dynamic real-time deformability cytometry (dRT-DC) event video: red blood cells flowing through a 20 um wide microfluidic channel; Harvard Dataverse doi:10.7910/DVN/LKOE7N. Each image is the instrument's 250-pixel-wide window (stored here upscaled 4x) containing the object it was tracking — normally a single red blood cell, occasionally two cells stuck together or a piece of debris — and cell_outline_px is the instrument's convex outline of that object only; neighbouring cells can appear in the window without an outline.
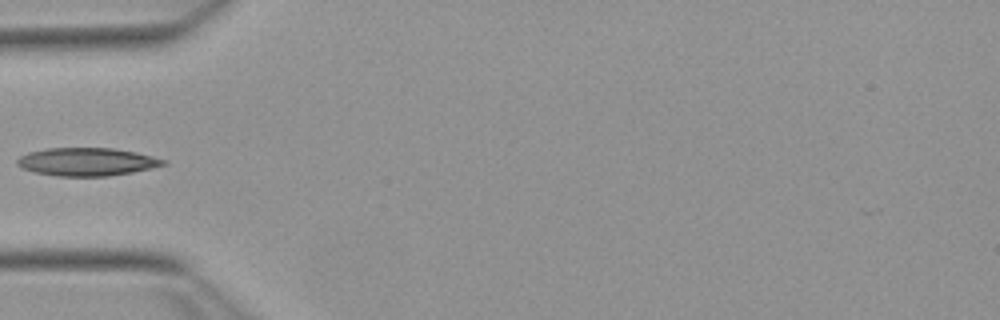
{"species": "Egyptian fruit bat (a non-hibernating species)", "species_latin": "Rousettus aegyptiacus", "temperature_condition": "warm", "stored_images_in_passage": 36, "camera_frame_rate_fps": 3000, "um_per_image_px": 0.085, "animal": {"sex": "female"}, "frame": {"image": 1, "passage_image": 1, "time_ms": 0.0, "image_size_px": [1000, 320], "cell_outline_px": [[168, 164], [152, 168], [132, 172], [108, 176], [56, 176], [36, 172], [20, 168], [16, 164], [16, 160], [20, 156], [28, 152], [48, 148], [112, 148], [136, 152], [168, 160]], "centroid_in_image_um": [7.39, 13.75], "position_along_channel_um": 77.6, "area_um2": 23.99}}
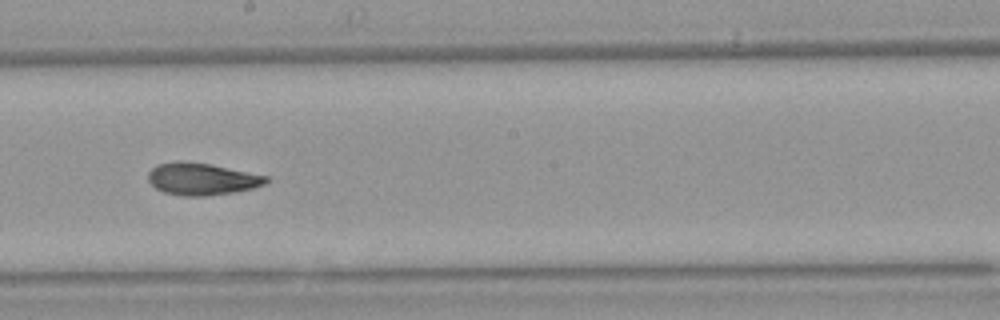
{"frame": {"image": 2, "passage_image": 13, "time_ms": 4.0, "image_size_px": [1000, 320], "cell_outline_px": [[268, 180], [264, 184], [252, 188], [236, 192], [204, 196], [184, 196], [164, 192], [156, 188], [148, 180], [148, 172], [156, 164], [176, 160], [184, 160], [212, 164], [268, 176]], "centroid_in_image_um": [17.13, 15.19], "position_along_channel_um": 231.1, "area_um2": 22.25}}
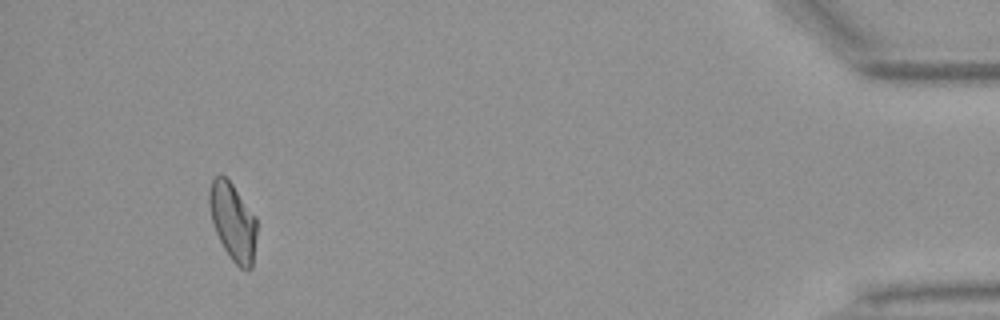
{"frame": {"image": 3, "passage_image": 33, "time_ms": 10.667, "image_size_px": [1000, 320], "cell_outline_px": [[256, 236], [252, 268], [248, 272], [240, 268], [232, 260], [224, 248], [216, 232], [212, 220], [208, 204], [208, 192], [212, 180], [216, 176], [224, 176], [232, 184], [256, 216]], "centroid_in_image_um": [19.8, 18.87], "position_along_channel_um": 415.4, "area_um2": 21.39}}